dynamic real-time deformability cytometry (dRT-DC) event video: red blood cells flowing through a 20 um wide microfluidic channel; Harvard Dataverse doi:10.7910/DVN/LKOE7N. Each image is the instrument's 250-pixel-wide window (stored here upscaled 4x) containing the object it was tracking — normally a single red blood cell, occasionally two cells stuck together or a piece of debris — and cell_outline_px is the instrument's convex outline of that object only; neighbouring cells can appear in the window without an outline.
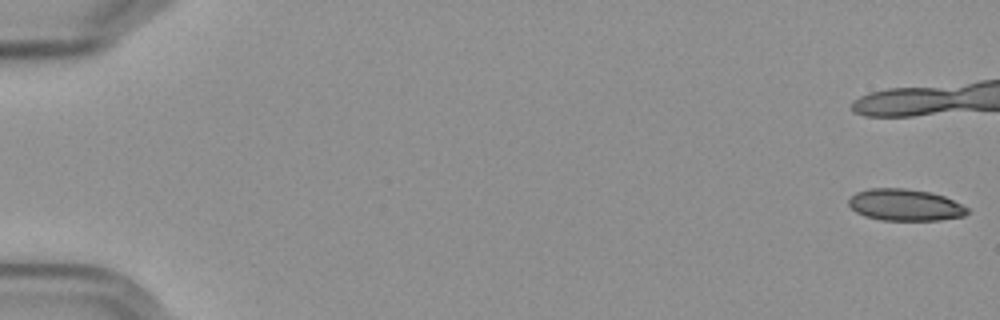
{"species": "Egyptian fruit bat (a non-hibernating species)", "species_latin": "Rousettus aegyptiacus", "temperature_condition": "cold", "stored_images_in_passage": 30, "camera_frame_rate_fps": 3000, "um_per_image_px": 0.085, "frame": {"image": 1, "passage_image": 1, "time_ms": 0.0, "image_size_px": [1000, 320], "cell_outline_px": [[968, 212], [964, 216], [940, 220], [880, 220], [864, 216], [856, 212], [848, 204], [848, 200], [856, 192], [872, 188], [904, 188], [928, 192], [944, 196], [968, 208]], "centroid_in_image_um": [76.91, 17.42], "position_along_channel_um": 8.1, "area_um2": 21.79}}